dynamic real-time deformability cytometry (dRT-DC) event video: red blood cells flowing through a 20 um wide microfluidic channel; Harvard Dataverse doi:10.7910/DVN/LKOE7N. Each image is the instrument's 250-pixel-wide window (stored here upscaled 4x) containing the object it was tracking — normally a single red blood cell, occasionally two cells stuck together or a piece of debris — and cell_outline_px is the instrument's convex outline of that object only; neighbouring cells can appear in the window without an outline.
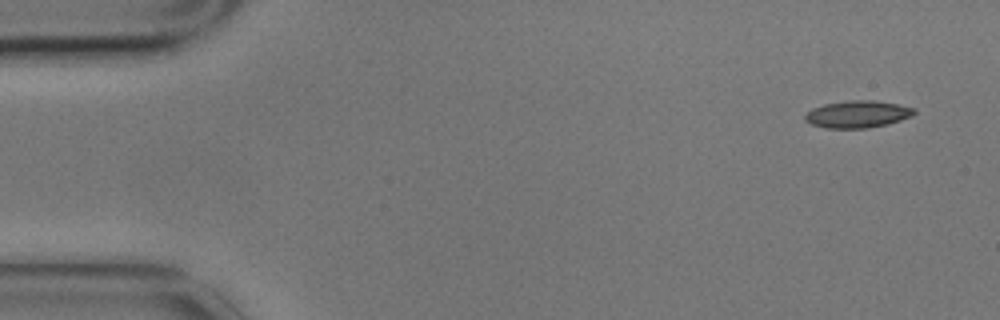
{"species": "common noctule bat (a hibernating species)", "species_latin": "Nyctalus noctula", "temperature_condition": "cold", "stored_images_in_passage": 4, "camera_frame_rate_fps": 3000, "um_per_image_px": 0.085, "animal": {"sex": "male", "body_mass_g": 17.9}, "frame": {"image": 1, "passage_image": 1, "time_ms": 0.0, "image_size_px": [1000, 320], "cell_outline_px": [[916, 112], [912, 116], [888, 124], [868, 128], [824, 128], [812, 124], [804, 120], [804, 116], [812, 108], [824, 104], [852, 100], [876, 100], [900, 104], [916, 108]], "centroid_in_image_um": [72.92, 9.7], "position_along_channel_um": 12.1, "area_um2": 17.4}}